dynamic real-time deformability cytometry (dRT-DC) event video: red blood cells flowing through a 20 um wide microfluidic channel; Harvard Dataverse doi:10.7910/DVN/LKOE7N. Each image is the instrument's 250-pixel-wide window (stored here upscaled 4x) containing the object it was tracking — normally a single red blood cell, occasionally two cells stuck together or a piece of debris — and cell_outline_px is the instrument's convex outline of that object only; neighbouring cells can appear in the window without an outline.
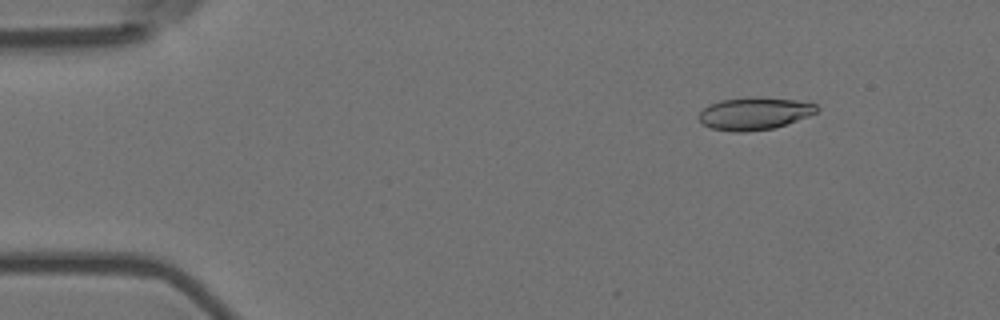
{"species": "Egyptian fruit bat (a non-hibernating species)", "species_latin": "Rousettus aegyptiacus", "temperature_condition": "room temperature", "stored_images_in_passage": 5, "camera_frame_rate_fps": 3000, "um_per_image_px": 0.085, "animal": {"sex": "female"}, "frame": {"image": 1, "passage_image": 2, "time_ms": 0.333, "image_size_px": [1000, 320], "cell_outline_px": [[820, 108], [816, 112], [808, 116], [772, 128], [744, 132], [732, 132], [712, 128], [704, 124], [700, 120], [700, 112], [704, 108], [720, 100], [752, 96], [796, 100], [816, 104]], "centroid_in_image_um": [64.13, 9.63], "position_along_channel_um": 20.9, "area_um2": 22.02}}
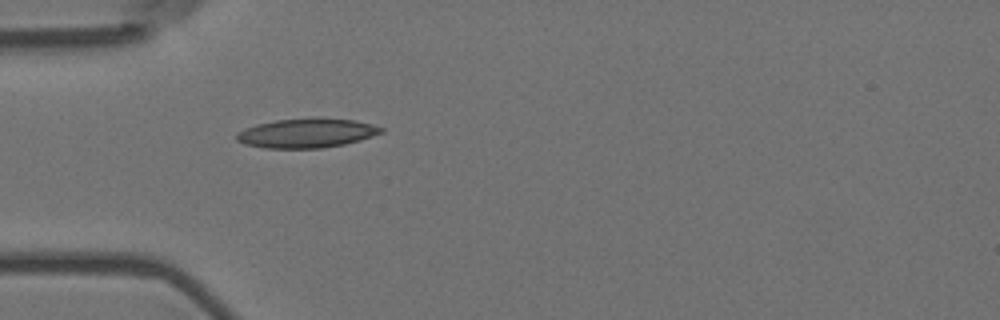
{"frame": {"image": 2, "passage_image": 5, "time_ms": 1.333, "image_size_px": [1000, 320], "cell_outline_px": [[384, 132], [360, 140], [344, 144], [320, 148], [264, 148], [244, 144], [236, 140], [236, 132], [244, 128], [256, 124], [276, 120], [356, 120], [372, 124], [384, 128]], "centroid_in_image_um": [26.02, 11.35], "position_along_channel_um": 59.0, "area_um2": 24.04}}